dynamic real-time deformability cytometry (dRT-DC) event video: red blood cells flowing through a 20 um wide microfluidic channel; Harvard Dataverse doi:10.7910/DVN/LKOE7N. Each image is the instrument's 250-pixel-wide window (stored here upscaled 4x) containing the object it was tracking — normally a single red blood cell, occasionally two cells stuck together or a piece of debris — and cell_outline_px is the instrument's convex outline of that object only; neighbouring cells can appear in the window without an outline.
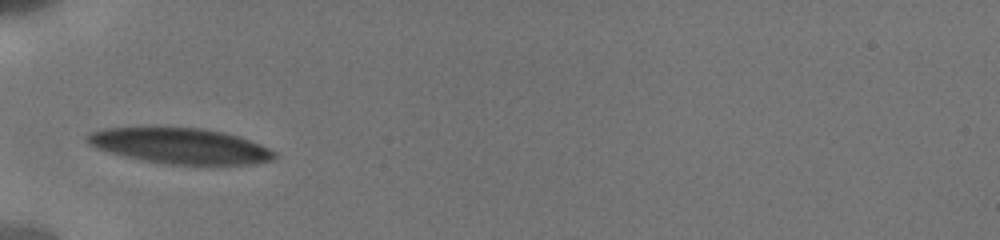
{"species": "human", "species_latin": "Homo sapiens", "temperature_condition": "cold", "stored_images_in_passage": 2, "camera_frame_rate_fps": 3000, "um_per_image_px": 0.085, "donor": {"sex": "male"}, "frame": {"image": 1, "passage_image": 1, "time_ms": 0.0, "image_size_px": [1000, 240], "cell_outline_px": [[280, 156], [272, 160], [248, 164], [164, 164], [124, 156], [96, 148], [88, 144], [84, 140], [84, 136], [88, 132], [104, 128], [200, 128], [224, 132], [240, 136], [260, 144], [276, 152]], "centroid_in_image_um": [15.3, 12.4], "position_along_channel_um": 69.7, "area_um2": 38.78}}
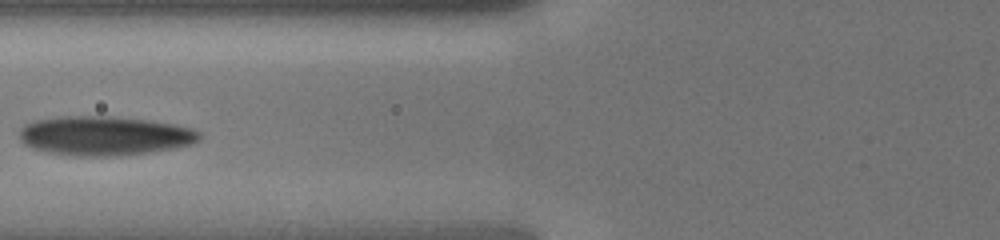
{"frame": {"image": 2, "passage_image": 2, "time_ms": 1.333, "image_size_px": [1000, 240], "cell_outline_px": [[204, 136], [200, 140], [192, 144], [172, 148], [148, 152], [116, 156], [72, 156], [48, 152], [32, 148], [24, 144], [20, 140], [20, 128], [24, 124], [36, 120], [60, 116], [108, 116], [148, 120], [176, 124], [192, 128], [200, 132]], "centroid_in_image_um": [8.89, 11.54], "position_along_channel_um": 116.9, "area_um2": 41.44}}